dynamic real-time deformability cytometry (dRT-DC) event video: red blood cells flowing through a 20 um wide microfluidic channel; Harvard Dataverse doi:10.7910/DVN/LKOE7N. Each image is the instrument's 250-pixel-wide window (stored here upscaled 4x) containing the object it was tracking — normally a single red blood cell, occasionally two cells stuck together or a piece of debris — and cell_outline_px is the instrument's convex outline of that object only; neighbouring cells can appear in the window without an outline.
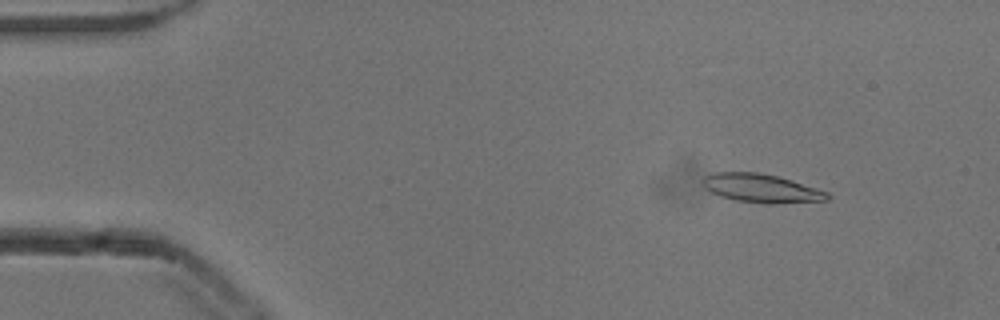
{"species": "common noctule bat (a hibernating species)", "species_latin": "Nyctalus noctula", "temperature_condition": "cold", "stored_images_in_passage": 50, "camera_frame_rate_fps": 3000, "um_per_image_px": 0.085, "animal": {"sex": "male", "body_mass_g": 13.3}, "frame": {"image": 1, "passage_image": 3, "time_ms": 0.667, "image_size_px": [1000, 320], "cell_outline_px": [[832, 196], [828, 200], [776, 204], [764, 204], [736, 200], [720, 196], [704, 188], [704, 176], [712, 172], [760, 172], [776, 176], [828, 192]], "centroid_in_image_um": [64.71, 16.01], "position_along_channel_um": 20.3, "area_um2": 20.69}}
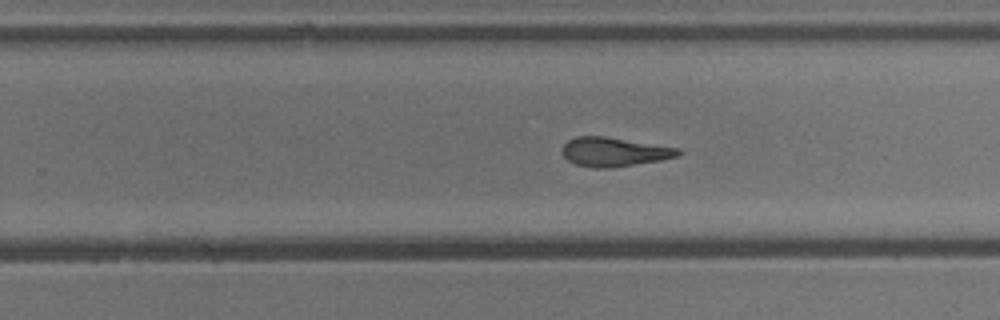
{"frame": {"image": 2, "passage_image": 30, "time_ms": 9.667, "image_size_px": [1000, 320], "cell_outline_px": [[684, 152], [680, 156], [660, 160], [608, 168], [592, 168], [576, 164], [568, 160], [564, 156], [564, 144], [568, 140], [576, 136], [604, 136], [680, 148]], "centroid_in_image_um": [52.25, 12.91], "position_along_channel_um": 277.6, "area_um2": 19.54}}
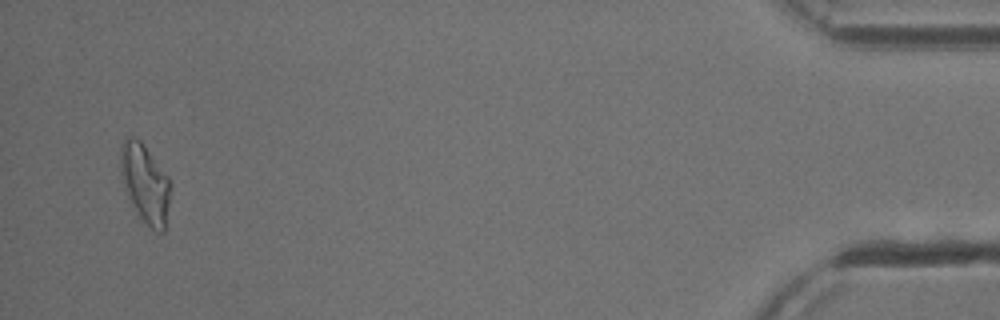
{"frame": {"image": 3, "passage_image": 48, "time_ms": 15.667, "image_size_px": [1000, 320], "cell_outline_px": [[168, 204], [164, 232], [156, 232], [140, 216], [132, 204], [120, 180], [120, 148], [124, 140], [132, 136], [140, 140], [168, 176]], "centroid_in_image_um": [12.28, 15.56], "position_along_channel_um": 422.9, "area_um2": 22.31}, "authors_computed_cell_mechanics": {"area_um2": 20.3456, "velocity_mm_per_s": 3.8439, "shape_relaxation_time_tau1_ms": null, "shape_relaxation_time_tau2_ms": 5.8301, "deformation_change_tau1": null, "deformation_change_tau2": 0.167}}